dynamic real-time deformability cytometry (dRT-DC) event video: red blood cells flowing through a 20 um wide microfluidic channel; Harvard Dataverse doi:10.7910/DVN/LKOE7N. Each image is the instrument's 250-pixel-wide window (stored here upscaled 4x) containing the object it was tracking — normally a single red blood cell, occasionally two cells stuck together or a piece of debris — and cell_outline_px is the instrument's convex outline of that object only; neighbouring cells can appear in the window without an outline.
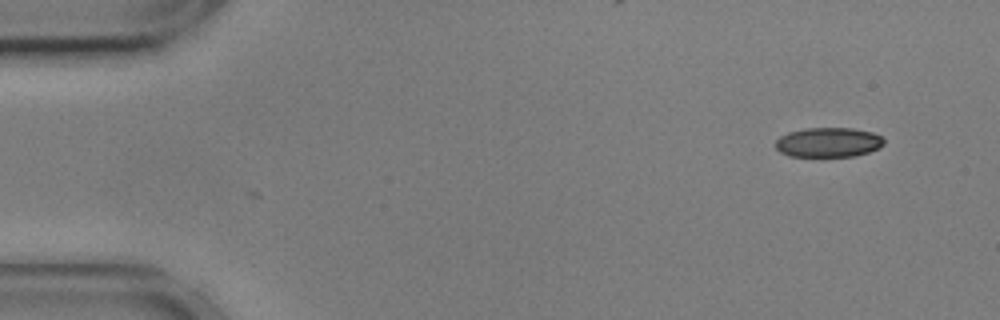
{"species": "common noctule bat (a hibernating species)", "species_latin": "Nyctalus noctula", "temperature_condition": "cold", "stored_images_in_passage": 52, "camera_frame_rate_fps": 3000, "um_per_image_px": 0.085, "animal": {"sex": "male", "body_mass_g": 17.9, "forearm_length_mm": 54.2}, "frame": {"image": 1, "passage_image": 1, "time_ms": 0.0, "image_size_px": [1000, 320], "cell_outline_px": [[884, 144], [880, 148], [856, 156], [788, 156], [780, 152], [776, 148], [776, 140], [780, 136], [788, 132], [804, 128], [852, 128], [872, 132], [880, 136], [884, 140]], "centroid_in_image_um": [70.41, 12.09], "position_along_channel_um": 14.6, "area_um2": 18.79}}
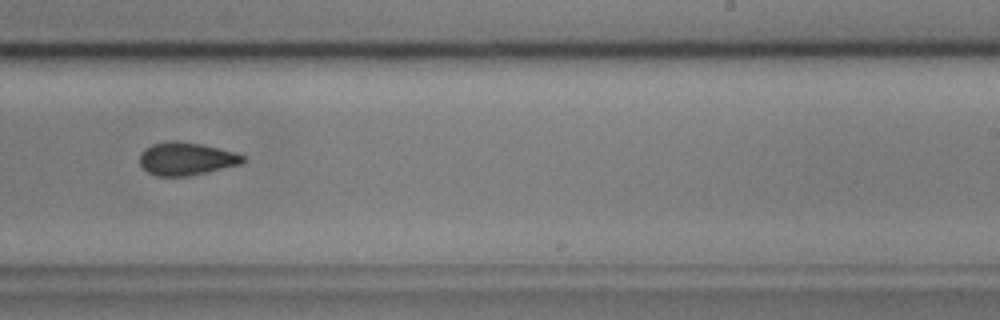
{"frame": {"image": 2, "passage_image": 31, "time_ms": 10.0, "image_size_px": [1000, 320], "cell_outline_px": [[248, 160], [244, 164], [188, 176], [156, 176], [148, 172], [140, 164], [140, 152], [144, 148], [152, 144], [164, 140], [176, 140], [200, 144], [236, 152], [244, 156]], "centroid_in_image_um": [15.85, 13.48], "position_along_channel_um": 273.1, "area_um2": 20.11}}
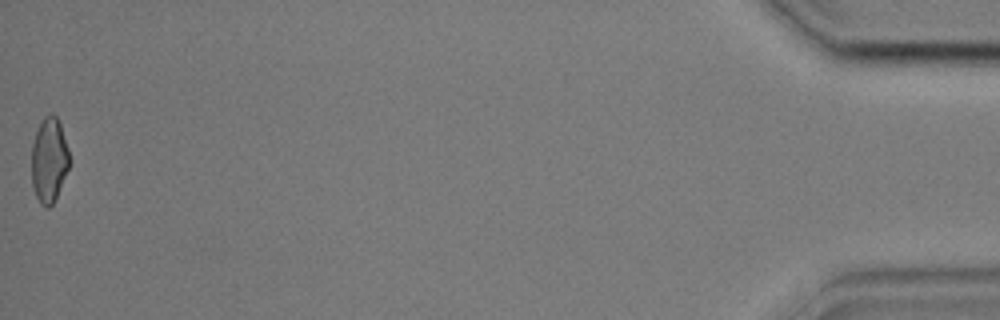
{"frame": {"image": 3, "passage_image": 52, "time_ms": 17.0, "image_size_px": [1000, 320], "cell_outline_px": [[68, 168], [56, 196], [52, 204], [48, 208], [40, 204], [36, 196], [32, 184], [32, 144], [36, 132], [44, 116], [52, 112], [56, 116], [60, 124], [68, 148]], "centroid_in_image_um": [4.15, 13.59], "position_along_channel_um": 431.0, "area_um2": 18.32}, "authors_computed_cell_mechanics": {"area_um2": 20.0566, "velocity_mm_per_s": 3.6199, "shape_relaxation_time_tau1_ms": 3.9609, "shape_relaxation_time_tau2_ms": 3.8645, "deformation_change_tau1": 0.1004, "deformation_change_tau2": 0.0857}}